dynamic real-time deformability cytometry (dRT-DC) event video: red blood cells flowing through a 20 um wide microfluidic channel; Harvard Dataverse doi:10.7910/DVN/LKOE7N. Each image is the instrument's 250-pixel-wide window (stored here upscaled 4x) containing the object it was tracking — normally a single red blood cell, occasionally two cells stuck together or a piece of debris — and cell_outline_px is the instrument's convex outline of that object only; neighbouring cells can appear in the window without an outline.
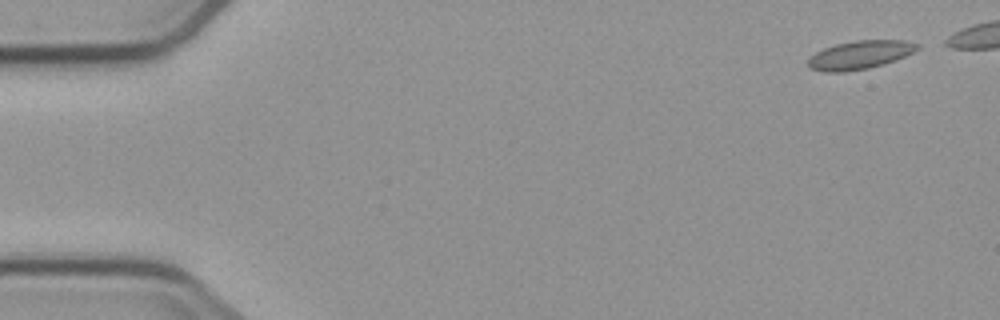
{"species": "common noctule bat (a hibernating species)", "species_latin": "Nyctalus noctula", "temperature_condition": "cold", "stored_images_in_passage": 9, "segment_of_instrument_passage": [1, 2], "camera_frame_rate_fps": 3000, "um_per_image_px": 0.085, "animal": {"sex": "male", "body_mass_g": 23.1, "forearm_length_mm": 52.7}, "frame": {"image": 1, "passage_image": 1, "time_ms": 0.0, "image_size_px": [1000, 320], "cell_outline_px": [[920, 48], [904, 56], [884, 64], [868, 68], [844, 72], [824, 72], [808, 68], [808, 60], [816, 52], [824, 48], [836, 44], [856, 40], [904, 40], [920, 44]], "centroid_in_image_um": [73.08, 4.67], "position_along_channel_um": 11.9, "area_um2": 18.03}}
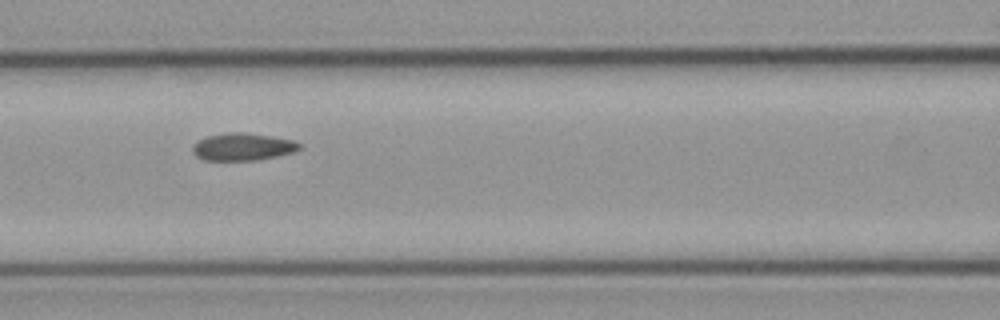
{"frame": {"image": 2, "passage_image": 7, "time_ms": 7.0, "image_size_px": [1000, 320], "cell_outline_px": [[300, 148], [292, 152], [276, 156], [256, 160], [204, 160], [196, 156], [192, 152], [192, 144], [208, 136], [232, 132], [244, 132], [272, 136], [296, 140], [300, 144]], "centroid_in_image_um": [20.63, 12.47], "position_along_channel_um": 146.0, "area_um2": 16.99}}
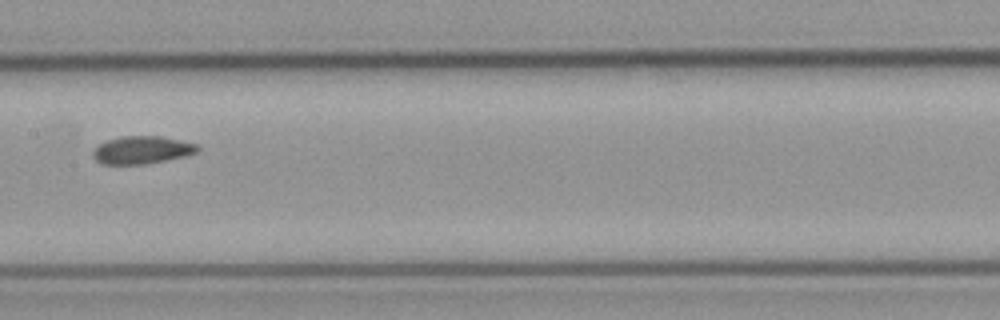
{"frame": {"image": 3, "passage_image": 8, "time_ms": 8.333, "image_size_px": [1000, 320], "cell_outline_px": [[200, 148], [196, 152], [188, 156], [144, 164], [100, 164], [92, 156], [92, 152], [100, 144], [108, 140], [120, 136], [160, 136], [200, 144]], "centroid_in_image_um": [12.1, 12.75], "position_along_channel_um": 195.3, "area_um2": 16.99}}